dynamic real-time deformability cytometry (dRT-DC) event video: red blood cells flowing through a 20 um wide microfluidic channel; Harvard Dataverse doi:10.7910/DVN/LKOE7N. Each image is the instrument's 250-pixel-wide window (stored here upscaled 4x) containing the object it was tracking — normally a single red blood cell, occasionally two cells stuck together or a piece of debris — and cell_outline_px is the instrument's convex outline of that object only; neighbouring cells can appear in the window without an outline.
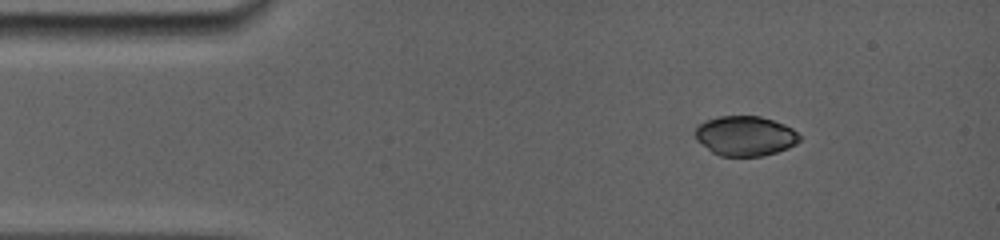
{"species": "common noctule bat (a hibernating species)", "species_latin": "Nyctalus noctula", "temperature_condition": "room temperature", "stored_images_in_passage": 4, "camera_frame_rate_fps": 5000, "um_per_image_px": 0.085, "animal": {"sex": "female", "body_mass_g": 19.0, "forearm_length_mm": 56.7}, "frame": {"image": 1, "passage_image": 1, "time_ms": 0.0, "image_size_px": [1000, 240], "cell_outline_px": [[800, 136], [792, 144], [776, 152], [760, 156], [724, 156], [712, 152], [696, 136], [696, 128], [700, 124], [708, 120], [720, 116], [760, 116], [784, 124], [792, 128]], "centroid_in_image_um": [63.34, 11.54], "position_along_channel_um": 21.7, "area_um2": 23.41}}
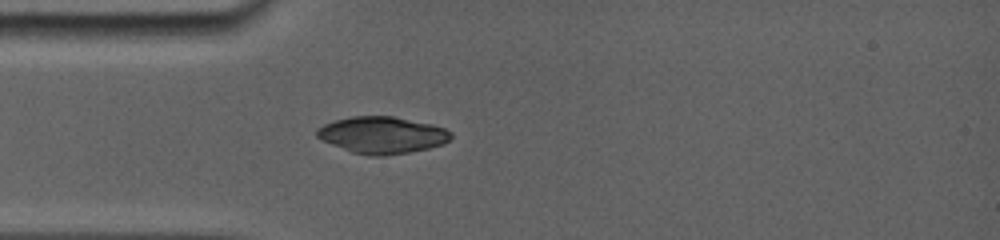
{"frame": {"image": 2, "passage_image": 4, "time_ms": 2.4, "image_size_px": [1000, 240], "cell_outline_px": [[452, 136], [448, 140], [440, 144], [428, 148], [408, 152], [376, 156], [368, 156], [352, 152], [324, 140], [316, 136], [316, 132], [324, 124], [336, 120], [352, 116], [392, 116], [428, 124], [444, 128]], "centroid_in_image_um": [32.45, 11.47], "position_along_channel_um": 52.5, "area_um2": 27.92}}